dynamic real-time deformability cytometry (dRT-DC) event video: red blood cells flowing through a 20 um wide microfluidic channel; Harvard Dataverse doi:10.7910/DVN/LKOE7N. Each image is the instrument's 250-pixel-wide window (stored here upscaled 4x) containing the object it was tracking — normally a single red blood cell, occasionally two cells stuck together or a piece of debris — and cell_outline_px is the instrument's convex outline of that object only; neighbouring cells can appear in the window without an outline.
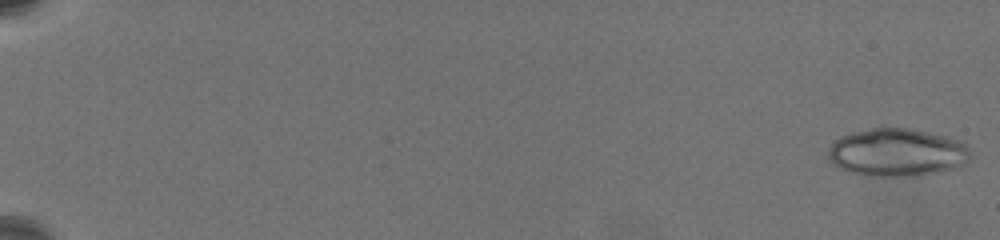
{"species": "common noctule bat (a hibernating species)", "species_latin": "Nyctalus noctula", "temperature_condition": "warm", "stored_images_in_passage": 64, "camera_frame_rate_fps": 3000, "um_per_image_px": 0.085, "animal": {"sex": "female", "body_mass_g": 19.5, "forearm_length_mm": 54.1}, "frame": {"image": 1, "passage_image": 1, "time_ms": 0.0, "image_size_px": [1000, 240], "cell_outline_px": [[972, 156], [964, 164], [956, 168], [908, 176], [864, 176], [848, 172], [832, 164], [828, 156], [828, 148], [840, 136], [872, 128], [908, 128], [932, 132], [948, 136], [960, 140], [968, 148]], "centroid_in_image_um": [76.25, 12.95], "position_along_channel_um": 8.8, "area_um2": 39.77}}